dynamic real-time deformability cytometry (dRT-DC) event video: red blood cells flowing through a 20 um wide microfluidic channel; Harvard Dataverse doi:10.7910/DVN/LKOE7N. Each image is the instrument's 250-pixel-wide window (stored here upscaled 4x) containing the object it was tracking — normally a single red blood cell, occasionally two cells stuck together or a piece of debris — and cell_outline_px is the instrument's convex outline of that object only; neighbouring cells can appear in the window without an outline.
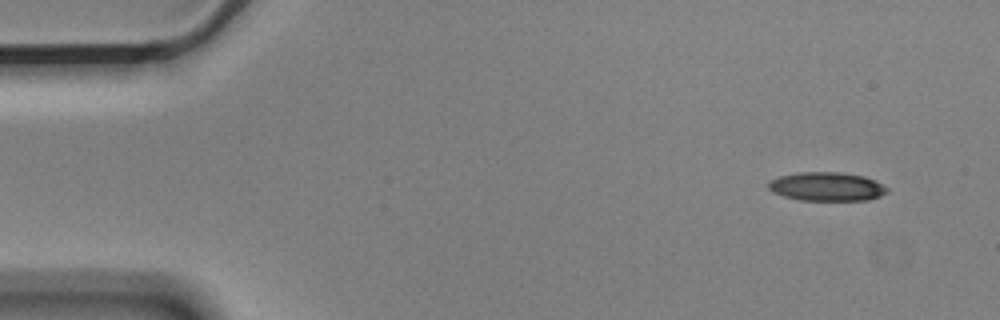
{"species": "Egyptian fruit bat (a non-hibernating species)", "species_latin": "Rousettus aegyptiacus", "temperature_condition": "cold", "stored_images_in_passage": 53, "camera_frame_rate_fps": 3000, "um_per_image_px": 0.085, "animal": {"sex": "male"}, "frame": {"image": 1, "passage_image": 1, "time_ms": 0.0, "image_size_px": [1000, 320], "cell_outline_px": [[888, 192], [880, 196], [868, 200], [800, 200], [784, 196], [772, 192], [768, 188], [768, 184], [772, 180], [780, 176], [796, 172], [840, 172], [864, 176], [888, 188]], "centroid_in_image_um": [70.26, 15.86], "position_along_channel_um": 14.7, "area_um2": 19.77}}
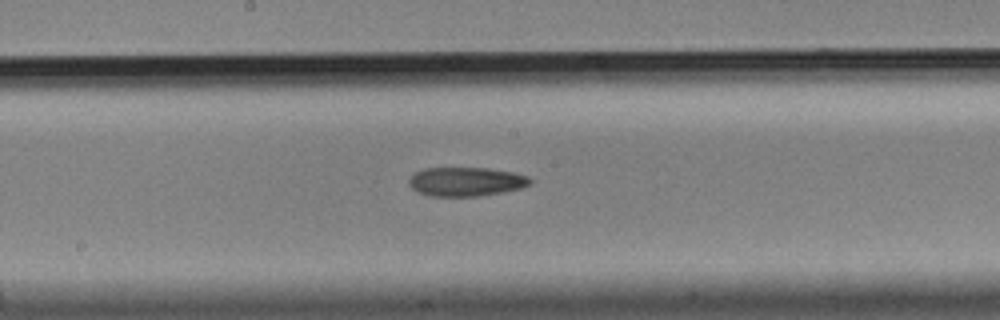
{"frame": {"image": 2, "passage_image": 26, "time_ms": 8.333, "image_size_px": [1000, 320], "cell_outline_px": [[532, 184], [520, 188], [504, 192], [476, 196], [428, 196], [412, 188], [408, 184], [408, 180], [416, 172], [424, 168], [488, 168], [512, 172], [528, 176], [532, 180]], "centroid_in_image_um": [39.62, 15.44], "position_along_channel_um": 208.6, "area_um2": 20.46}}
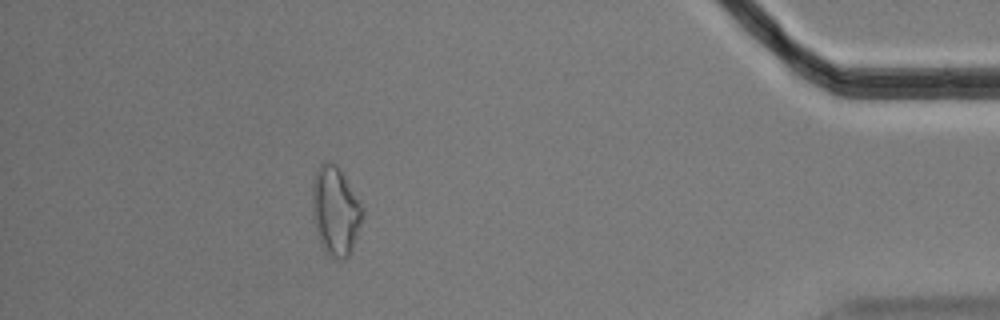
{"frame": {"image": 3, "passage_image": 47, "time_ms": 15.333, "image_size_px": [1000, 320], "cell_outline_px": [[364, 216], [352, 248], [348, 256], [344, 260], [336, 260], [328, 256], [320, 244], [316, 232], [312, 216], [312, 180], [320, 164], [324, 160], [328, 160], [336, 164], [344, 176], [364, 208]], "centroid_in_image_um": [28.49, 17.94], "position_along_channel_um": 406.7, "area_um2": 26.41}}